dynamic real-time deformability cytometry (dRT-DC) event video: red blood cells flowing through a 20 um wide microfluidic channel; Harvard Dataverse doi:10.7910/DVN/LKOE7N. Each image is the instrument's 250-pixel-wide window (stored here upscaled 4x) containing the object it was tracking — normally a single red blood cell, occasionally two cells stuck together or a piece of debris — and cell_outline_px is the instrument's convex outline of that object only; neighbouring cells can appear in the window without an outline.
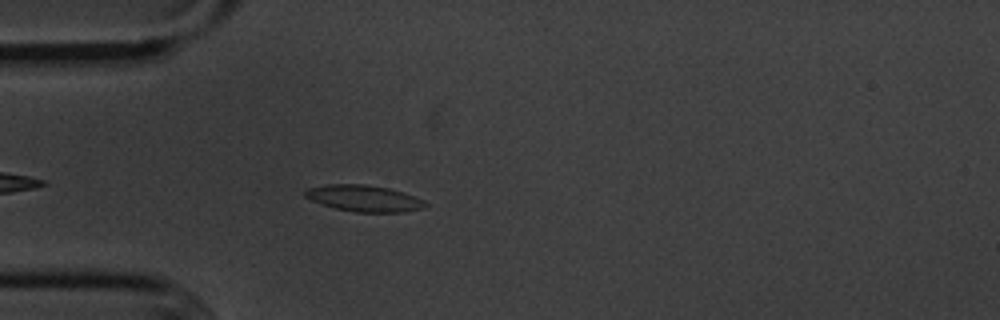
{"species": "common noctule bat (a hibernating species)", "species_latin": "Nyctalus noctula", "temperature_condition": "cold", "stored_images_in_passage": 30, "segment_of_instrument_passage": [1, 2], "camera_frame_rate_fps": 3000, "um_per_image_px": 0.085, "animal": {"sex": "male", "body_mass_g": 20.1, "forearm_length_mm": 53.5}, "frame": {"image": 1, "passage_image": 5, "time_ms": 1.333, "image_size_px": [1000, 320], "cell_outline_px": [[428, 204], [424, 208], [404, 212], [356, 212], [336, 208], [312, 200], [304, 196], [304, 192], [308, 188], [328, 184], [364, 184], [388, 188], [424, 200]], "centroid_in_image_um": [30.95, 16.86], "position_along_channel_um": 54.1, "area_um2": 18.21}}
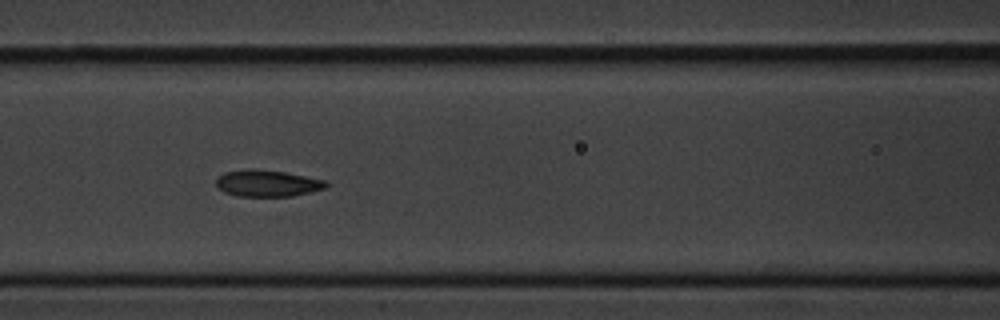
{"frame": {"image": 2, "passage_image": 13, "time_ms": 4.0, "image_size_px": [1000, 320], "cell_outline_px": [[328, 184], [324, 188], [312, 192], [292, 196], [236, 196], [224, 192], [216, 188], [216, 176], [224, 172], [248, 168], [284, 172], [324, 180]], "centroid_in_image_um": [22.65, 15.58], "position_along_channel_um": 144.0, "area_um2": 17.11}}
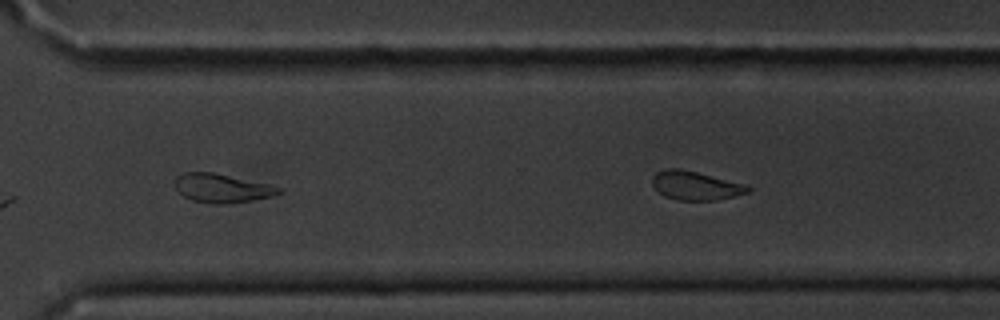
{"frame": {"image": 3, "passage_image": 27, "time_ms": 8.667, "image_size_px": [1000, 320], "cell_outline_px": [[284, 188], [280, 192], [272, 196], [252, 200], [228, 204], [216, 204], [192, 200], [184, 196], [176, 188], [176, 176], [184, 172], [212, 172], [268, 184]], "centroid_in_image_um": [18.87, 15.99], "position_along_channel_um": 351.7, "area_um2": 17.22}}